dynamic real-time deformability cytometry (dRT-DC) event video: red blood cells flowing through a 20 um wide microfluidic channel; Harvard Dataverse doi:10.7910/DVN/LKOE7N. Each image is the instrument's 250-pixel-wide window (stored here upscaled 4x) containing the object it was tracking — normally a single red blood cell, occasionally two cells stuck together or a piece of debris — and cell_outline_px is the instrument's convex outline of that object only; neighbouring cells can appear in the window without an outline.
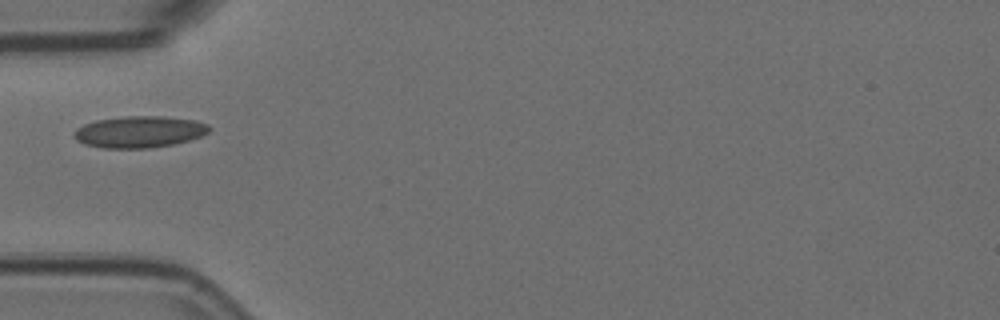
{"species": "Egyptian fruit bat (a non-hibernating species)", "species_latin": "Rousettus aegyptiacus", "temperature_condition": "room temperature", "stored_images_in_passage": 6, "camera_frame_rate_fps": 3000, "um_per_image_px": 0.085, "animal": {"sex": "female"}, "frame": {"image": 1, "passage_image": 3, "time_ms": 0.667, "image_size_px": [1000, 320], "cell_outline_px": [[212, 128], [208, 132], [200, 136], [188, 140], [172, 144], [148, 148], [104, 148], [84, 144], [76, 140], [72, 136], [72, 132], [76, 128], [84, 124], [96, 120], [124, 116], [164, 116], [196, 120], [208, 124]], "centroid_in_image_um": [11.81, 11.2], "position_along_channel_um": 73.2, "area_um2": 25.03}}
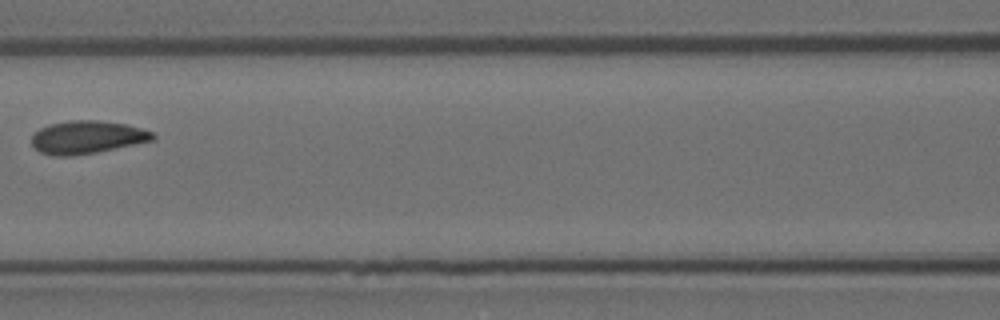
{"frame": {"image": 2, "passage_image": 5, "time_ms": 1.333, "image_size_px": [1000, 320], "cell_outline_px": [[156, 140], [96, 152], [72, 156], [56, 156], [40, 152], [32, 144], [32, 136], [40, 128], [48, 124], [72, 120], [96, 120], [124, 124], [140, 128], [152, 132], [156, 136]], "centroid_in_image_um": [7.41, 11.66], "position_along_channel_um": 159.2, "area_um2": 23.12}}
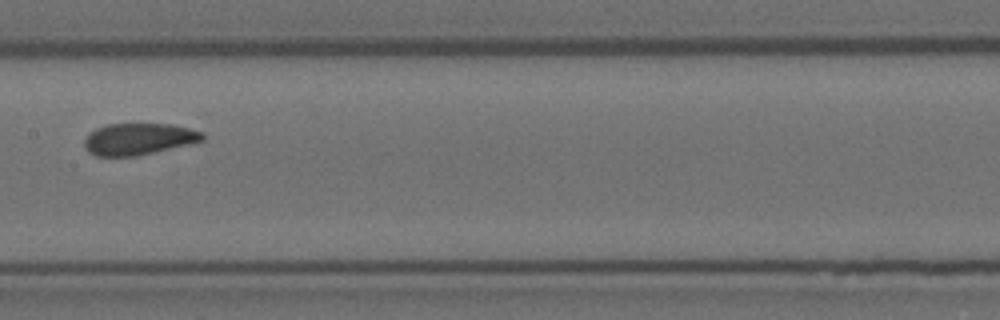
{"frame": {"image": 3, "passage_image": 6, "time_ms": 1.667, "image_size_px": [1000, 320], "cell_outline_px": [[204, 140], [192, 144], [136, 156], [96, 156], [88, 152], [84, 148], [84, 140], [88, 132], [96, 128], [108, 124], [172, 124], [204, 132]], "centroid_in_image_um": [11.78, 11.82], "position_along_channel_um": 195.6, "area_um2": 22.02}}